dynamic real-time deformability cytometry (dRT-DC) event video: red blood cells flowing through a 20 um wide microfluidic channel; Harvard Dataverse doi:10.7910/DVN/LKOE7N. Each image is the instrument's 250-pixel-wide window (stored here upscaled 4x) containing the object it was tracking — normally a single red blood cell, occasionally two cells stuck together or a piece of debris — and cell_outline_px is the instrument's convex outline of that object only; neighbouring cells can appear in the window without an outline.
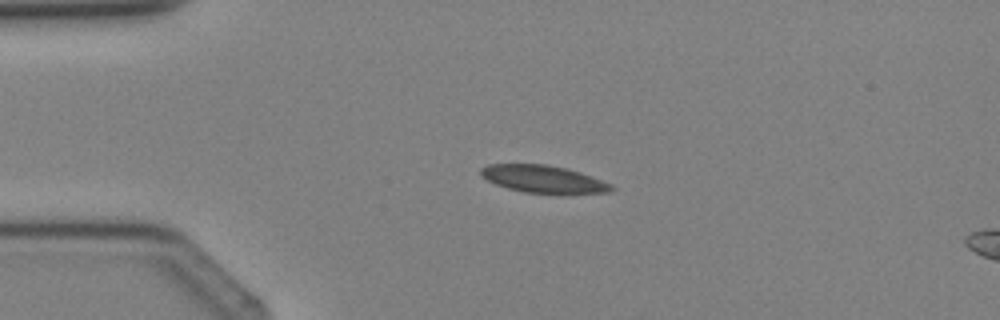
{"species": "Egyptian fruit bat (a non-hibernating species)", "species_latin": "Rousettus aegyptiacus", "temperature_condition": "cold", "stored_images_in_passage": 2, "camera_frame_rate_fps": 3000, "um_per_image_px": 0.085, "animal": {"sex": "female"}, "frame": {"image": 1, "passage_image": 1, "time_ms": 0.0, "image_size_px": [1000, 320], "cell_outline_px": [[616, 188], [608, 192], [564, 196], [560, 196], [524, 192], [508, 188], [496, 184], [480, 176], [480, 168], [488, 164], [548, 164], [580, 172], [592, 176], [612, 184]], "centroid_in_image_um": [46.25, 15.26], "position_along_channel_um": 38.7, "area_um2": 21.68}}